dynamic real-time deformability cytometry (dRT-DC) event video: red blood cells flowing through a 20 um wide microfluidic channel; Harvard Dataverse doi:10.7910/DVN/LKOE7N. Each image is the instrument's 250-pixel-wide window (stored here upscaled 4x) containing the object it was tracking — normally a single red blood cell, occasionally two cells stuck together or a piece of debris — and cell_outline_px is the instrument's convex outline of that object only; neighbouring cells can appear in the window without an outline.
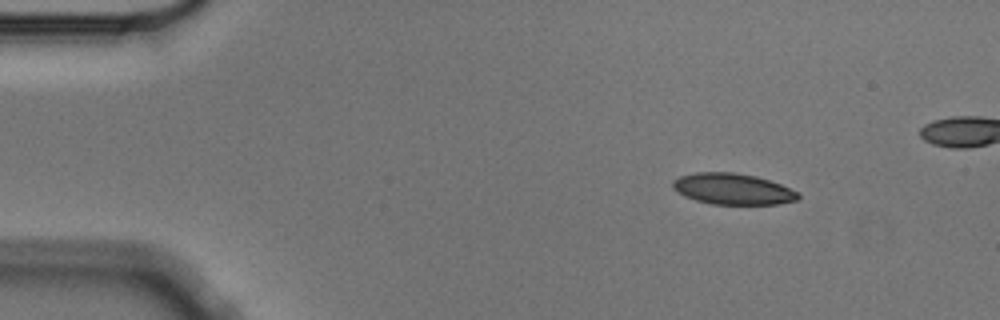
{"species": "Egyptian fruit bat (a non-hibernating species)", "species_latin": "Rousettus aegyptiacus", "temperature_condition": "cold", "stored_images_in_passage": 4, "camera_frame_rate_fps": 3000, "um_per_image_px": 0.085, "animal": {"sex": "male"}, "frame": {"image": 1, "passage_image": 1, "time_ms": 0.0, "image_size_px": [1000, 320], "cell_outline_px": [[800, 196], [796, 200], [780, 204], [712, 204], [696, 200], [684, 196], [672, 188], [672, 180], [680, 176], [696, 172], [732, 172], [756, 176], [780, 184], [800, 192]], "centroid_in_image_um": [62.28, 16.06], "position_along_channel_um": 22.7, "area_um2": 22.77}}